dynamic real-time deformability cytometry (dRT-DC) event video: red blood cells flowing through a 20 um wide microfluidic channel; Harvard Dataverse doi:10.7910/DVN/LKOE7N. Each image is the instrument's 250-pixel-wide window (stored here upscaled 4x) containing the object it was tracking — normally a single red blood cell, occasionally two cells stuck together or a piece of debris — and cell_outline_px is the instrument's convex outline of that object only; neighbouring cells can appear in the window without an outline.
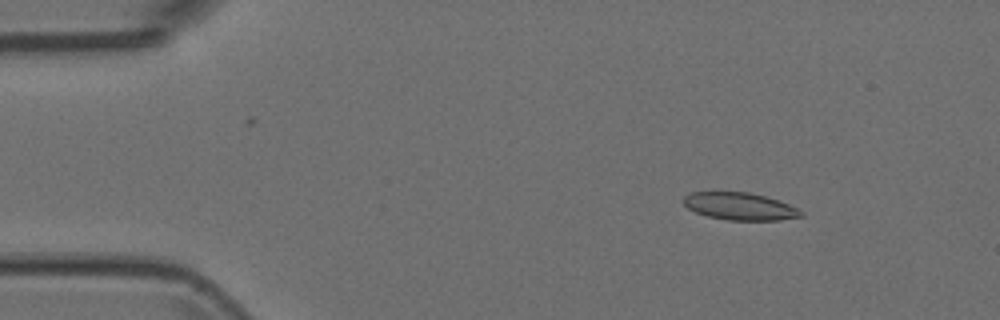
{"species": "Egyptian fruit bat (a non-hibernating species)", "species_latin": "Rousettus aegyptiacus", "temperature_condition": "room temperature", "stored_images_in_passage": 4, "camera_frame_rate_fps": 3000, "um_per_image_px": 0.085, "animal": {"sex": "female"}, "frame": {"image": 1, "passage_image": 2, "time_ms": 0.333, "image_size_px": [1000, 320], "cell_outline_px": [[804, 216], [780, 220], [728, 220], [708, 216], [696, 212], [688, 208], [684, 204], [684, 196], [692, 192], [748, 192], [764, 196], [788, 204], [804, 212]], "centroid_in_image_um": [62.9, 17.54], "position_along_channel_um": 22.1, "area_um2": 18.55}}